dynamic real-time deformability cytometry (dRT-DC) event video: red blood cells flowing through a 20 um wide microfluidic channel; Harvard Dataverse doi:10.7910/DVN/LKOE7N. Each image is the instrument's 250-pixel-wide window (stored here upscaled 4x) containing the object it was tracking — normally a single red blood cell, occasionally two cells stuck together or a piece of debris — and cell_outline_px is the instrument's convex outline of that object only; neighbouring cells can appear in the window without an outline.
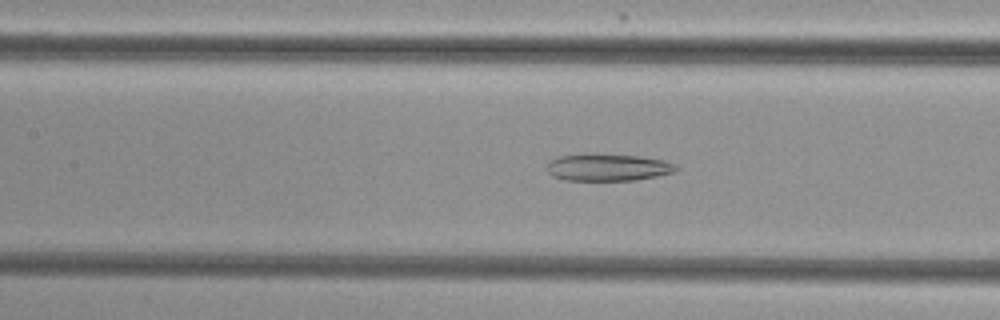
{"species": "common noctule bat (a hibernating species)", "species_latin": "Nyctalus noctula", "temperature_condition": "cold", "stored_images_in_passage": 53, "camera_frame_rate_fps": 3000, "um_per_image_px": 0.085, "animal": {"sex": "female", "body_mass_g": 29.2, "forearm_length_mm": 56.3}, "frame": {"image": 1, "passage_image": 24, "time_ms": 7.667, "image_size_px": [1000, 320], "cell_outline_px": [[680, 168], [676, 172], [636, 180], [564, 180], [552, 176], [548, 172], [548, 160], [560, 156], [584, 152], [636, 156], [664, 160], [676, 164]], "centroid_in_image_um": [51.66, 14.21], "position_along_channel_um": 155.7, "area_um2": 20.81}}
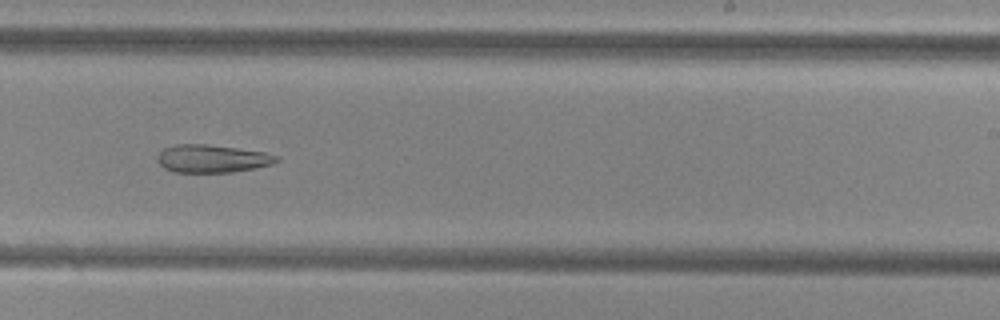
{"frame": {"image": 2, "passage_image": 33, "time_ms": 10.667, "image_size_px": [1000, 320], "cell_outline_px": [[280, 160], [272, 164], [256, 168], [232, 172], [172, 172], [164, 168], [156, 160], [156, 156], [164, 148], [176, 144], [204, 144], [236, 148], [264, 152], [280, 156]], "centroid_in_image_um": [18.03, 13.49], "position_along_channel_um": 271.0, "area_um2": 19.42}}
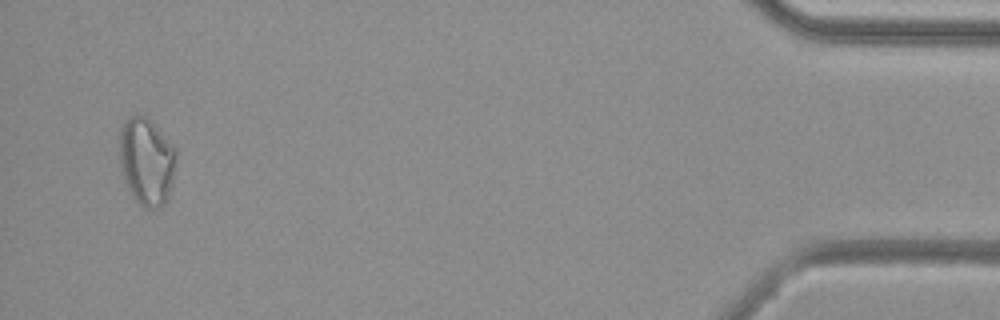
{"frame": {"image": 3, "passage_image": 51, "time_ms": 16.667, "image_size_px": [1000, 320], "cell_outline_px": [[176, 156], [172, 188], [168, 200], [164, 204], [156, 208], [144, 208], [128, 192], [120, 164], [120, 128], [124, 120], [128, 116], [144, 116], [176, 148]], "centroid_in_image_um": [12.46, 13.76], "position_along_channel_um": 422.7, "area_um2": 28.84}}